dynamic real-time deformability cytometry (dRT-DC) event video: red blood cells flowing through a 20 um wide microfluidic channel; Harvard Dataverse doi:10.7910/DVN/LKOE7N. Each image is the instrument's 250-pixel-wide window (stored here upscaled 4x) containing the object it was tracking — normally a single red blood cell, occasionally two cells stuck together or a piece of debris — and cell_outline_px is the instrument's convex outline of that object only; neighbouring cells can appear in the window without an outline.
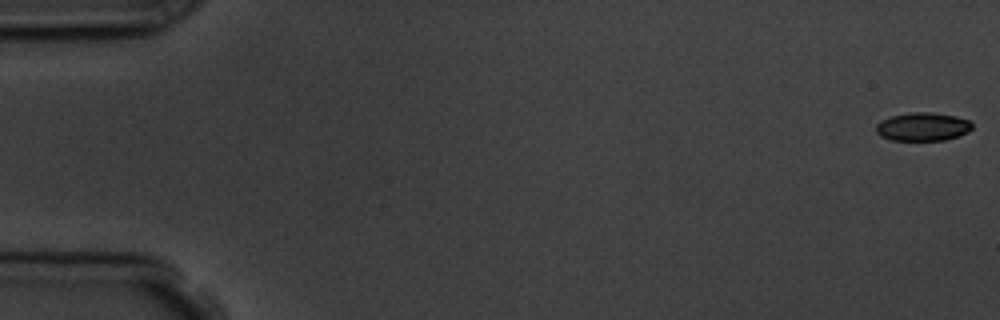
{"species": "common noctule bat (a hibernating species)", "species_latin": "Nyctalus noctula", "temperature_condition": "room temperature", "stored_images_in_passage": 5, "camera_frame_rate_fps": 3000, "um_per_image_px": 0.085, "animal": {"sex": "male", "body_mass_g": 19.5, "forearm_length_mm": 54.6}, "frame": {"image": 1, "passage_image": 1, "time_ms": 0.0, "image_size_px": [1000, 320], "cell_outline_px": [[972, 128], [968, 132], [944, 140], [892, 140], [880, 136], [876, 132], [876, 124], [880, 120], [892, 116], [908, 112], [932, 112], [956, 116], [968, 120], [972, 124]], "centroid_in_image_um": [78.4, 10.76], "position_along_channel_um": 6.6, "area_um2": 15.9}}
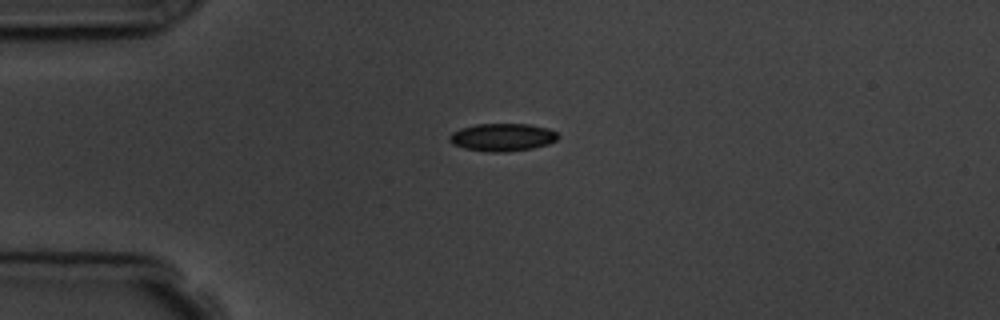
{"frame": {"image": 2, "passage_image": 4, "time_ms": 4.333, "image_size_px": [1000, 320], "cell_outline_px": [[560, 136], [556, 140], [548, 144], [532, 148], [504, 152], [488, 152], [464, 148], [452, 144], [448, 140], [448, 136], [452, 132], [460, 128], [476, 124], [528, 124], [548, 128], [556, 132]], "centroid_in_image_um": [42.68, 11.66], "position_along_channel_um": 42.3, "area_um2": 17.63}}